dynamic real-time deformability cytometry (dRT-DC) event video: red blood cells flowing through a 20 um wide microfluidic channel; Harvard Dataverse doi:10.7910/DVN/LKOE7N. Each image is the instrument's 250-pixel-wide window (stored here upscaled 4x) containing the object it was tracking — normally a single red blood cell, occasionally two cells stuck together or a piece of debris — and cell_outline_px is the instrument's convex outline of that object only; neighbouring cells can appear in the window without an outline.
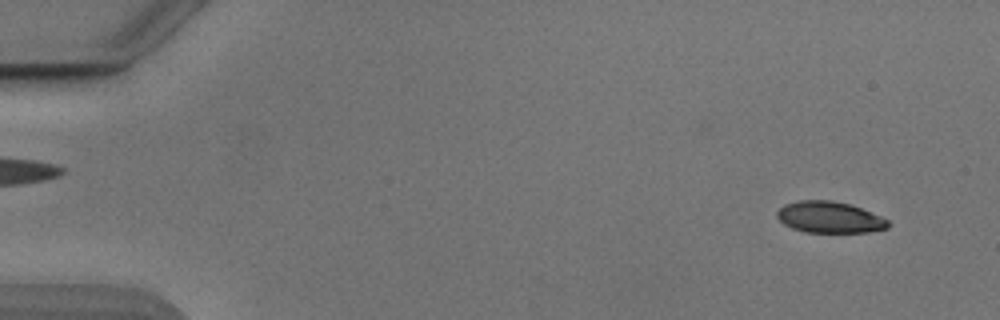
{"species": "Egyptian fruit bat (a non-hibernating species)", "species_latin": "Rousettus aegyptiacus", "temperature_condition": "cold", "stored_images_in_passage": 50, "camera_frame_rate_fps": 3000, "um_per_image_px": 0.085, "animal": {"sex": "male"}, "frame": {"image": 1, "passage_image": 1, "time_ms": 0.0, "image_size_px": [1000, 320], "cell_outline_px": [[888, 228], [868, 232], [804, 232], [792, 228], [784, 224], [776, 216], [776, 212], [784, 204], [800, 200], [832, 200], [848, 204], [860, 208], [880, 216], [888, 220]], "centroid_in_image_um": [70.47, 18.47], "position_along_channel_um": 14.5, "area_um2": 20.17}}
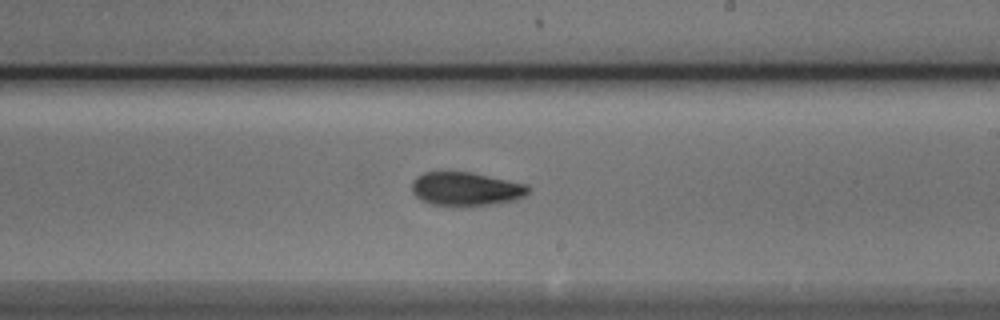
{"frame": {"image": 2, "passage_image": 29, "time_ms": 9.333, "image_size_px": [1000, 320], "cell_outline_px": [[528, 192], [524, 196], [512, 200], [488, 204], [432, 204], [420, 200], [412, 192], [412, 180], [416, 176], [424, 172], [440, 168], [472, 172], [528, 184]], "centroid_in_image_um": [39.52, 15.97], "position_along_channel_um": 249.5, "area_um2": 23.0}}
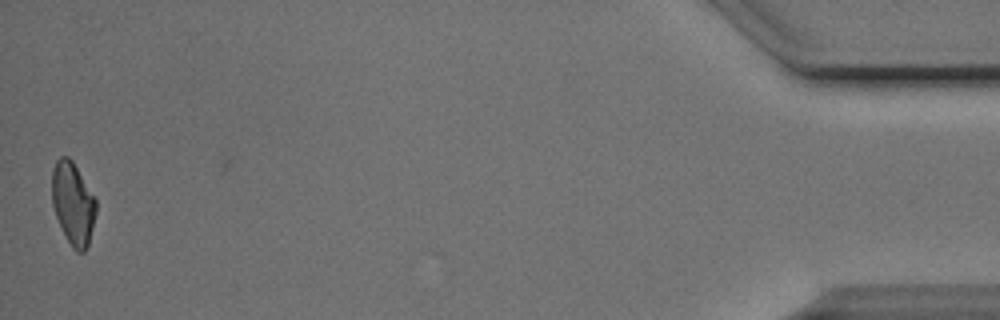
{"frame": {"image": 3, "passage_image": 50, "time_ms": 16.333, "image_size_px": [1000, 320], "cell_outline_px": [[96, 212], [88, 244], [84, 252], [76, 252], [72, 248], [56, 216], [52, 204], [52, 168], [56, 160], [60, 156], [68, 156], [72, 160], [96, 200]], "centroid_in_image_um": [6.19, 17.27], "position_along_channel_um": 429.0, "area_um2": 20.92}, "authors_computed_cell_mechanics": {"area_um2": 22.0218, "velocity_mm_per_s": 3.8705, "shape_relaxation_time_tau1_ms": 3.5773, "shape_relaxation_time_tau2_ms": 3.5606, "deformation_change_tau1": 0.127, "deformation_change_tau2": 0.0957}}